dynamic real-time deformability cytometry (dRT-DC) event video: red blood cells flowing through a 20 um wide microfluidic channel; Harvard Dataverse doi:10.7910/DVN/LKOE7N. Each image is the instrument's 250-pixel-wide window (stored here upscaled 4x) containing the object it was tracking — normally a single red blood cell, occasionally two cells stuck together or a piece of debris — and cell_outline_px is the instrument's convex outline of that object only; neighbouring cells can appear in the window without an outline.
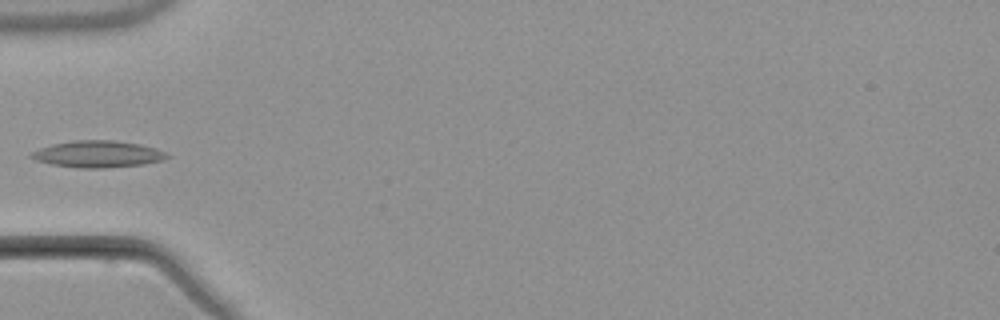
{"species": "common noctule bat (a hibernating species)", "species_latin": "Nyctalus noctula", "temperature_condition": "warm", "stored_images_in_passage": 5, "camera_frame_rate_fps": 3000, "um_per_image_px": 0.085, "animal": {"sex": "male", "body_mass_g": 21.5, "forearm_length_mm": 52.0}, "frame": {"image": 1, "passage_image": 5, "time_ms": 5.667, "image_size_px": [1000, 320], "cell_outline_px": [[172, 156], [164, 160], [144, 164], [104, 168], [80, 168], [52, 164], [36, 160], [28, 156], [32, 152], [40, 148], [52, 144], [76, 140], [112, 140], [140, 144], [156, 148]], "centroid_in_image_um": [8.34, 13.1], "position_along_channel_um": 76.7, "area_um2": 21.1}}